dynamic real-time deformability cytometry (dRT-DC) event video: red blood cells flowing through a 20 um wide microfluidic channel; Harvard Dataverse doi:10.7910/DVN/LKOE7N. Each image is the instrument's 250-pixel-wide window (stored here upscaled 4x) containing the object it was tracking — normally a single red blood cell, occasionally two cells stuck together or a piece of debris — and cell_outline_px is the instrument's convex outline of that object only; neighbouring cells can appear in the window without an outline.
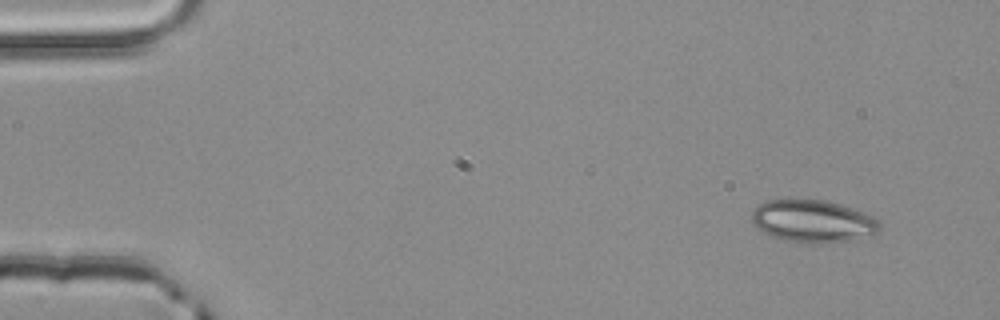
{"species": "common noctule bat (a hibernating species)", "species_latin": "Nyctalus noctula", "temperature_condition": "room temperature", "stored_images_in_passage": 3, "camera_frame_rate_fps": 3000, "um_per_image_px": 0.085, "animal": {"sex": "male", "body_mass_g": 20.4}, "frame": {"image": 1, "passage_image": 1, "time_ms": 0.0, "image_size_px": [1000, 320], "cell_outline_px": [[880, 232], [856, 240], [808, 244], [804, 244], [784, 240], [772, 236], [756, 228], [752, 220], [752, 212], [764, 200], [788, 196], [824, 200], [840, 204], [852, 208], [872, 216], [880, 224]], "centroid_in_image_um": [69.06, 18.77], "position_along_channel_um": 15.9, "area_um2": 32.54}}